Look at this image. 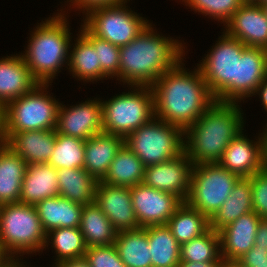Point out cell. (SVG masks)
Returning a JSON list of instances; mask_svg holds the SVG:
<instances>
[{
	"mask_svg": "<svg viewBox=\"0 0 267 267\" xmlns=\"http://www.w3.org/2000/svg\"><path fill=\"white\" fill-rule=\"evenodd\" d=\"M85 140L56 132L54 151L48 162L56 170L84 168Z\"/></svg>",
	"mask_w": 267,
	"mask_h": 267,
	"instance_id": "cell-36",
	"label": "cell"
},
{
	"mask_svg": "<svg viewBox=\"0 0 267 267\" xmlns=\"http://www.w3.org/2000/svg\"><path fill=\"white\" fill-rule=\"evenodd\" d=\"M59 196L88 205L95 202L98 181L84 168H64L57 170Z\"/></svg>",
	"mask_w": 267,
	"mask_h": 267,
	"instance_id": "cell-27",
	"label": "cell"
},
{
	"mask_svg": "<svg viewBox=\"0 0 267 267\" xmlns=\"http://www.w3.org/2000/svg\"><path fill=\"white\" fill-rule=\"evenodd\" d=\"M131 88L133 89L131 92H122L112 99L101 102L104 133L125 138L155 117L151 86H131Z\"/></svg>",
	"mask_w": 267,
	"mask_h": 267,
	"instance_id": "cell-7",
	"label": "cell"
},
{
	"mask_svg": "<svg viewBox=\"0 0 267 267\" xmlns=\"http://www.w3.org/2000/svg\"><path fill=\"white\" fill-rule=\"evenodd\" d=\"M224 26L228 36L246 46L267 49V15L263 6L242 4Z\"/></svg>",
	"mask_w": 267,
	"mask_h": 267,
	"instance_id": "cell-16",
	"label": "cell"
},
{
	"mask_svg": "<svg viewBox=\"0 0 267 267\" xmlns=\"http://www.w3.org/2000/svg\"><path fill=\"white\" fill-rule=\"evenodd\" d=\"M125 3L103 6L86 12L83 26L94 36L121 47L135 39L149 24Z\"/></svg>",
	"mask_w": 267,
	"mask_h": 267,
	"instance_id": "cell-11",
	"label": "cell"
},
{
	"mask_svg": "<svg viewBox=\"0 0 267 267\" xmlns=\"http://www.w3.org/2000/svg\"><path fill=\"white\" fill-rule=\"evenodd\" d=\"M60 11L36 26L22 55L33 78L40 84L52 83L60 68L69 64L72 37L66 15Z\"/></svg>",
	"mask_w": 267,
	"mask_h": 267,
	"instance_id": "cell-4",
	"label": "cell"
},
{
	"mask_svg": "<svg viewBox=\"0 0 267 267\" xmlns=\"http://www.w3.org/2000/svg\"><path fill=\"white\" fill-rule=\"evenodd\" d=\"M80 30L97 51L101 70L108 76V78H113L115 76L117 77V80H119L120 47L92 35L83 25H81Z\"/></svg>",
	"mask_w": 267,
	"mask_h": 267,
	"instance_id": "cell-37",
	"label": "cell"
},
{
	"mask_svg": "<svg viewBox=\"0 0 267 267\" xmlns=\"http://www.w3.org/2000/svg\"><path fill=\"white\" fill-rule=\"evenodd\" d=\"M84 257L90 267H126L115 245L88 247Z\"/></svg>",
	"mask_w": 267,
	"mask_h": 267,
	"instance_id": "cell-39",
	"label": "cell"
},
{
	"mask_svg": "<svg viewBox=\"0 0 267 267\" xmlns=\"http://www.w3.org/2000/svg\"><path fill=\"white\" fill-rule=\"evenodd\" d=\"M95 203L117 232L140 228L132 206L130 187L109 185L98 181Z\"/></svg>",
	"mask_w": 267,
	"mask_h": 267,
	"instance_id": "cell-15",
	"label": "cell"
},
{
	"mask_svg": "<svg viewBox=\"0 0 267 267\" xmlns=\"http://www.w3.org/2000/svg\"><path fill=\"white\" fill-rule=\"evenodd\" d=\"M87 247L114 245L118 232L95 203L84 205L79 225Z\"/></svg>",
	"mask_w": 267,
	"mask_h": 267,
	"instance_id": "cell-28",
	"label": "cell"
},
{
	"mask_svg": "<svg viewBox=\"0 0 267 267\" xmlns=\"http://www.w3.org/2000/svg\"><path fill=\"white\" fill-rule=\"evenodd\" d=\"M263 143V169L267 171V140H261Z\"/></svg>",
	"mask_w": 267,
	"mask_h": 267,
	"instance_id": "cell-48",
	"label": "cell"
},
{
	"mask_svg": "<svg viewBox=\"0 0 267 267\" xmlns=\"http://www.w3.org/2000/svg\"><path fill=\"white\" fill-rule=\"evenodd\" d=\"M53 265H55L53 267H90L89 262L85 259V257L78 259L64 260Z\"/></svg>",
	"mask_w": 267,
	"mask_h": 267,
	"instance_id": "cell-44",
	"label": "cell"
},
{
	"mask_svg": "<svg viewBox=\"0 0 267 267\" xmlns=\"http://www.w3.org/2000/svg\"><path fill=\"white\" fill-rule=\"evenodd\" d=\"M186 6L198 13L209 15L226 24L243 4L241 0H183Z\"/></svg>",
	"mask_w": 267,
	"mask_h": 267,
	"instance_id": "cell-38",
	"label": "cell"
},
{
	"mask_svg": "<svg viewBox=\"0 0 267 267\" xmlns=\"http://www.w3.org/2000/svg\"><path fill=\"white\" fill-rule=\"evenodd\" d=\"M73 49L69 52V72L83 82L103 80L108 76L101 70L97 51L92 43L80 32Z\"/></svg>",
	"mask_w": 267,
	"mask_h": 267,
	"instance_id": "cell-29",
	"label": "cell"
},
{
	"mask_svg": "<svg viewBox=\"0 0 267 267\" xmlns=\"http://www.w3.org/2000/svg\"><path fill=\"white\" fill-rule=\"evenodd\" d=\"M3 132V107L0 105V137Z\"/></svg>",
	"mask_w": 267,
	"mask_h": 267,
	"instance_id": "cell-51",
	"label": "cell"
},
{
	"mask_svg": "<svg viewBox=\"0 0 267 267\" xmlns=\"http://www.w3.org/2000/svg\"><path fill=\"white\" fill-rule=\"evenodd\" d=\"M266 78L267 49L247 46L241 56H237L234 103L254 96L257 88Z\"/></svg>",
	"mask_w": 267,
	"mask_h": 267,
	"instance_id": "cell-18",
	"label": "cell"
},
{
	"mask_svg": "<svg viewBox=\"0 0 267 267\" xmlns=\"http://www.w3.org/2000/svg\"><path fill=\"white\" fill-rule=\"evenodd\" d=\"M9 256L3 250L2 245L0 244V265L8 258Z\"/></svg>",
	"mask_w": 267,
	"mask_h": 267,
	"instance_id": "cell-50",
	"label": "cell"
},
{
	"mask_svg": "<svg viewBox=\"0 0 267 267\" xmlns=\"http://www.w3.org/2000/svg\"><path fill=\"white\" fill-rule=\"evenodd\" d=\"M240 178L219 163L194 165L185 202L210 219L230 196Z\"/></svg>",
	"mask_w": 267,
	"mask_h": 267,
	"instance_id": "cell-10",
	"label": "cell"
},
{
	"mask_svg": "<svg viewBox=\"0 0 267 267\" xmlns=\"http://www.w3.org/2000/svg\"><path fill=\"white\" fill-rule=\"evenodd\" d=\"M261 220V217L251 211L218 231L224 261H237L255 245Z\"/></svg>",
	"mask_w": 267,
	"mask_h": 267,
	"instance_id": "cell-19",
	"label": "cell"
},
{
	"mask_svg": "<svg viewBox=\"0 0 267 267\" xmlns=\"http://www.w3.org/2000/svg\"><path fill=\"white\" fill-rule=\"evenodd\" d=\"M198 64L203 79L218 102L234 103V80H236L237 56L247 47L225 32Z\"/></svg>",
	"mask_w": 267,
	"mask_h": 267,
	"instance_id": "cell-9",
	"label": "cell"
},
{
	"mask_svg": "<svg viewBox=\"0 0 267 267\" xmlns=\"http://www.w3.org/2000/svg\"><path fill=\"white\" fill-rule=\"evenodd\" d=\"M193 167V162L184 152L166 162L145 167L143 183L171 193L185 202L189 195Z\"/></svg>",
	"mask_w": 267,
	"mask_h": 267,
	"instance_id": "cell-13",
	"label": "cell"
},
{
	"mask_svg": "<svg viewBox=\"0 0 267 267\" xmlns=\"http://www.w3.org/2000/svg\"><path fill=\"white\" fill-rule=\"evenodd\" d=\"M149 23L130 43L120 47L119 80L130 86H151L183 59L180 41L154 32Z\"/></svg>",
	"mask_w": 267,
	"mask_h": 267,
	"instance_id": "cell-2",
	"label": "cell"
},
{
	"mask_svg": "<svg viewBox=\"0 0 267 267\" xmlns=\"http://www.w3.org/2000/svg\"><path fill=\"white\" fill-rule=\"evenodd\" d=\"M265 12H266V15H267V4L263 6Z\"/></svg>",
	"mask_w": 267,
	"mask_h": 267,
	"instance_id": "cell-55",
	"label": "cell"
},
{
	"mask_svg": "<svg viewBox=\"0 0 267 267\" xmlns=\"http://www.w3.org/2000/svg\"><path fill=\"white\" fill-rule=\"evenodd\" d=\"M132 206L140 227L167 224L183 203L177 196L144 183L130 187Z\"/></svg>",
	"mask_w": 267,
	"mask_h": 267,
	"instance_id": "cell-12",
	"label": "cell"
},
{
	"mask_svg": "<svg viewBox=\"0 0 267 267\" xmlns=\"http://www.w3.org/2000/svg\"><path fill=\"white\" fill-rule=\"evenodd\" d=\"M237 261L243 267H267V248L254 245Z\"/></svg>",
	"mask_w": 267,
	"mask_h": 267,
	"instance_id": "cell-41",
	"label": "cell"
},
{
	"mask_svg": "<svg viewBox=\"0 0 267 267\" xmlns=\"http://www.w3.org/2000/svg\"><path fill=\"white\" fill-rule=\"evenodd\" d=\"M243 2V4H250V3H254L257 4V0H241Z\"/></svg>",
	"mask_w": 267,
	"mask_h": 267,
	"instance_id": "cell-53",
	"label": "cell"
},
{
	"mask_svg": "<svg viewBox=\"0 0 267 267\" xmlns=\"http://www.w3.org/2000/svg\"><path fill=\"white\" fill-rule=\"evenodd\" d=\"M222 267H243L238 261H223Z\"/></svg>",
	"mask_w": 267,
	"mask_h": 267,
	"instance_id": "cell-49",
	"label": "cell"
},
{
	"mask_svg": "<svg viewBox=\"0 0 267 267\" xmlns=\"http://www.w3.org/2000/svg\"><path fill=\"white\" fill-rule=\"evenodd\" d=\"M56 130H34L11 134L3 143L27 164L48 163L54 151Z\"/></svg>",
	"mask_w": 267,
	"mask_h": 267,
	"instance_id": "cell-20",
	"label": "cell"
},
{
	"mask_svg": "<svg viewBox=\"0 0 267 267\" xmlns=\"http://www.w3.org/2000/svg\"><path fill=\"white\" fill-rule=\"evenodd\" d=\"M223 261H213V262H186L180 261L179 267H222Z\"/></svg>",
	"mask_w": 267,
	"mask_h": 267,
	"instance_id": "cell-45",
	"label": "cell"
},
{
	"mask_svg": "<svg viewBox=\"0 0 267 267\" xmlns=\"http://www.w3.org/2000/svg\"><path fill=\"white\" fill-rule=\"evenodd\" d=\"M128 0H68L72 6L77 7L79 10H83L86 14V11L89 12L93 8L117 5L121 3H127Z\"/></svg>",
	"mask_w": 267,
	"mask_h": 267,
	"instance_id": "cell-42",
	"label": "cell"
},
{
	"mask_svg": "<svg viewBox=\"0 0 267 267\" xmlns=\"http://www.w3.org/2000/svg\"><path fill=\"white\" fill-rule=\"evenodd\" d=\"M261 136L259 137L260 140H267V124L265 129L263 130V133L260 134Z\"/></svg>",
	"mask_w": 267,
	"mask_h": 267,
	"instance_id": "cell-52",
	"label": "cell"
},
{
	"mask_svg": "<svg viewBox=\"0 0 267 267\" xmlns=\"http://www.w3.org/2000/svg\"><path fill=\"white\" fill-rule=\"evenodd\" d=\"M94 99L70 108L61 103L58 109L56 132L85 141L89 137L102 133V100Z\"/></svg>",
	"mask_w": 267,
	"mask_h": 267,
	"instance_id": "cell-14",
	"label": "cell"
},
{
	"mask_svg": "<svg viewBox=\"0 0 267 267\" xmlns=\"http://www.w3.org/2000/svg\"><path fill=\"white\" fill-rule=\"evenodd\" d=\"M263 159V143L259 136L253 142L242 131L232 139L218 163L242 178L263 170Z\"/></svg>",
	"mask_w": 267,
	"mask_h": 267,
	"instance_id": "cell-17",
	"label": "cell"
},
{
	"mask_svg": "<svg viewBox=\"0 0 267 267\" xmlns=\"http://www.w3.org/2000/svg\"><path fill=\"white\" fill-rule=\"evenodd\" d=\"M46 233L61 227H79L84 205L59 195L46 198L35 205Z\"/></svg>",
	"mask_w": 267,
	"mask_h": 267,
	"instance_id": "cell-24",
	"label": "cell"
},
{
	"mask_svg": "<svg viewBox=\"0 0 267 267\" xmlns=\"http://www.w3.org/2000/svg\"><path fill=\"white\" fill-rule=\"evenodd\" d=\"M181 59L152 85L155 118L185 130L216 101L197 66L185 70Z\"/></svg>",
	"mask_w": 267,
	"mask_h": 267,
	"instance_id": "cell-1",
	"label": "cell"
},
{
	"mask_svg": "<svg viewBox=\"0 0 267 267\" xmlns=\"http://www.w3.org/2000/svg\"><path fill=\"white\" fill-rule=\"evenodd\" d=\"M16 258V260L14 259ZM19 259L17 257H8L1 265L0 267H27L23 263L18 261ZM22 263V264H21Z\"/></svg>",
	"mask_w": 267,
	"mask_h": 267,
	"instance_id": "cell-47",
	"label": "cell"
},
{
	"mask_svg": "<svg viewBox=\"0 0 267 267\" xmlns=\"http://www.w3.org/2000/svg\"><path fill=\"white\" fill-rule=\"evenodd\" d=\"M124 145V137L100 133L85 141L84 169L97 181H102L110 164Z\"/></svg>",
	"mask_w": 267,
	"mask_h": 267,
	"instance_id": "cell-22",
	"label": "cell"
},
{
	"mask_svg": "<svg viewBox=\"0 0 267 267\" xmlns=\"http://www.w3.org/2000/svg\"><path fill=\"white\" fill-rule=\"evenodd\" d=\"M267 4V0H257V5L264 6Z\"/></svg>",
	"mask_w": 267,
	"mask_h": 267,
	"instance_id": "cell-54",
	"label": "cell"
},
{
	"mask_svg": "<svg viewBox=\"0 0 267 267\" xmlns=\"http://www.w3.org/2000/svg\"><path fill=\"white\" fill-rule=\"evenodd\" d=\"M253 211L251 177L240 178L230 196L210 218V228L219 231L237 220L241 215Z\"/></svg>",
	"mask_w": 267,
	"mask_h": 267,
	"instance_id": "cell-26",
	"label": "cell"
},
{
	"mask_svg": "<svg viewBox=\"0 0 267 267\" xmlns=\"http://www.w3.org/2000/svg\"><path fill=\"white\" fill-rule=\"evenodd\" d=\"M27 163L0 141V205L19 203Z\"/></svg>",
	"mask_w": 267,
	"mask_h": 267,
	"instance_id": "cell-25",
	"label": "cell"
},
{
	"mask_svg": "<svg viewBox=\"0 0 267 267\" xmlns=\"http://www.w3.org/2000/svg\"><path fill=\"white\" fill-rule=\"evenodd\" d=\"M255 246L267 248V219H262L259 223L255 236Z\"/></svg>",
	"mask_w": 267,
	"mask_h": 267,
	"instance_id": "cell-43",
	"label": "cell"
},
{
	"mask_svg": "<svg viewBox=\"0 0 267 267\" xmlns=\"http://www.w3.org/2000/svg\"><path fill=\"white\" fill-rule=\"evenodd\" d=\"M50 240L57 254L55 264L64 260L82 258L88 248L79 227H61L49 231L46 234L44 248L48 247Z\"/></svg>",
	"mask_w": 267,
	"mask_h": 267,
	"instance_id": "cell-34",
	"label": "cell"
},
{
	"mask_svg": "<svg viewBox=\"0 0 267 267\" xmlns=\"http://www.w3.org/2000/svg\"><path fill=\"white\" fill-rule=\"evenodd\" d=\"M258 94L262 101L263 108L267 112V78L259 85L257 88L255 95Z\"/></svg>",
	"mask_w": 267,
	"mask_h": 267,
	"instance_id": "cell-46",
	"label": "cell"
},
{
	"mask_svg": "<svg viewBox=\"0 0 267 267\" xmlns=\"http://www.w3.org/2000/svg\"><path fill=\"white\" fill-rule=\"evenodd\" d=\"M48 87L49 84L38 83L27 94L11 100L3 107L1 142L17 132L56 130L61 103L48 94Z\"/></svg>",
	"mask_w": 267,
	"mask_h": 267,
	"instance_id": "cell-5",
	"label": "cell"
},
{
	"mask_svg": "<svg viewBox=\"0 0 267 267\" xmlns=\"http://www.w3.org/2000/svg\"><path fill=\"white\" fill-rule=\"evenodd\" d=\"M166 225L181 245L206 233L210 229V219L188 203L183 202Z\"/></svg>",
	"mask_w": 267,
	"mask_h": 267,
	"instance_id": "cell-33",
	"label": "cell"
},
{
	"mask_svg": "<svg viewBox=\"0 0 267 267\" xmlns=\"http://www.w3.org/2000/svg\"><path fill=\"white\" fill-rule=\"evenodd\" d=\"M144 173L143 162L124 144L101 182L115 186L133 187L143 183Z\"/></svg>",
	"mask_w": 267,
	"mask_h": 267,
	"instance_id": "cell-31",
	"label": "cell"
},
{
	"mask_svg": "<svg viewBox=\"0 0 267 267\" xmlns=\"http://www.w3.org/2000/svg\"><path fill=\"white\" fill-rule=\"evenodd\" d=\"M37 84L22 53L0 59V105L2 107L11 100L27 94Z\"/></svg>",
	"mask_w": 267,
	"mask_h": 267,
	"instance_id": "cell-21",
	"label": "cell"
},
{
	"mask_svg": "<svg viewBox=\"0 0 267 267\" xmlns=\"http://www.w3.org/2000/svg\"><path fill=\"white\" fill-rule=\"evenodd\" d=\"M180 261L195 263L224 261L221 256L219 232L210 228L203 235L181 244Z\"/></svg>",
	"mask_w": 267,
	"mask_h": 267,
	"instance_id": "cell-35",
	"label": "cell"
},
{
	"mask_svg": "<svg viewBox=\"0 0 267 267\" xmlns=\"http://www.w3.org/2000/svg\"><path fill=\"white\" fill-rule=\"evenodd\" d=\"M152 267H177L180 263V244L164 225L147 226Z\"/></svg>",
	"mask_w": 267,
	"mask_h": 267,
	"instance_id": "cell-32",
	"label": "cell"
},
{
	"mask_svg": "<svg viewBox=\"0 0 267 267\" xmlns=\"http://www.w3.org/2000/svg\"><path fill=\"white\" fill-rule=\"evenodd\" d=\"M114 245L126 267H152L147 227L118 232Z\"/></svg>",
	"mask_w": 267,
	"mask_h": 267,
	"instance_id": "cell-30",
	"label": "cell"
},
{
	"mask_svg": "<svg viewBox=\"0 0 267 267\" xmlns=\"http://www.w3.org/2000/svg\"><path fill=\"white\" fill-rule=\"evenodd\" d=\"M124 144L145 167L156 165L184 153V130L154 117L127 135Z\"/></svg>",
	"mask_w": 267,
	"mask_h": 267,
	"instance_id": "cell-8",
	"label": "cell"
},
{
	"mask_svg": "<svg viewBox=\"0 0 267 267\" xmlns=\"http://www.w3.org/2000/svg\"><path fill=\"white\" fill-rule=\"evenodd\" d=\"M238 103L215 101L184 130V152L194 165L218 163L225 149L244 127Z\"/></svg>",
	"mask_w": 267,
	"mask_h": 267,
	"instance_id": "cell-3",
	"label": "cell"
},
{
	"mask_svg": "<svg viewBox=\"0 0 267 267\" xmlns=\"http://www.w3.org/2000/svg\"><path fill=\"white\" fill-rule=\"evenodd\" d=\"M59 195L57 170L48 163L27 164L19 203L36 205Z\"/></svg>",
	"mask_w": 267,
	"mask_h": 267,
	"instance_id": "cell-23",
	"label": "cell"
},
{
	"mask_svg": "<svg viewBox=\"0 0 267 267\" xmlns=\"http://www.w3.org/2000/svg\"><path fill=\"white\" fill-rule=\"evenodd\" d=\"M253 211L267 219V171L261 170L251 176Z\"/></svg>",
	"mask_w": 267,
	"mask_h": 267,
	"instance_id": "cell-40",
	"label": "cell"
},
{
	"mask_svg": "<svg viewBox=\"0 0 267 267\" xmlns=\"http://www.w3.org/2000/svg\"><path fill=\"white\" fill-rule=\"evenodd\" d=\"M46 234L35 205H0V244L9 257L43 251Z\"/></svg>",
	"mask_w": 267,
	"mask_h": 267,
	"instance_id": "cell-6",
	"label": "cell"
}]
</instances>
